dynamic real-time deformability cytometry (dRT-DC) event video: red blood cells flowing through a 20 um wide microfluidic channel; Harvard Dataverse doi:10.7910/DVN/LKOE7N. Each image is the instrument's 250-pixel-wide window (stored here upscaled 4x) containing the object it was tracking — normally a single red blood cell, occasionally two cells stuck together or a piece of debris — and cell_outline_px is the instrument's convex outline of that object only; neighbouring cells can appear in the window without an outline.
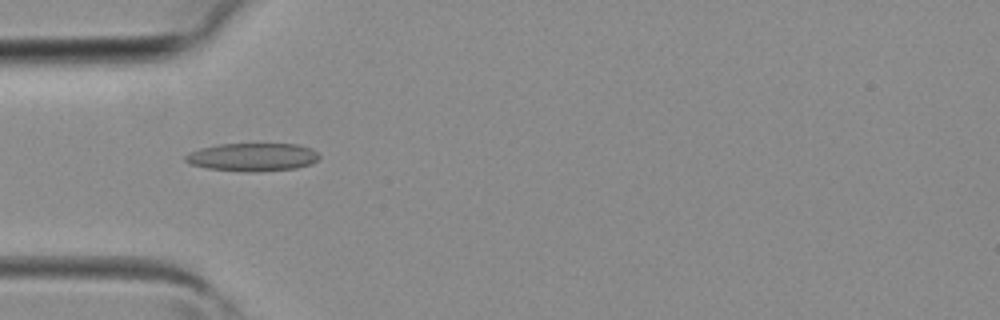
{"species": "common noctule bat (a hibernating species)", "species_latin": "Nyctalus noctula", "temperature_condition": "room temperature", "stored_images_in_passage": 4, "camera_frame_rate_fps": 3000, "um_per_image_px": 0.085, "animal": {"sex": "female", "body_mass_g": 19.3, "forearm_length_mm": 54.1}, "frame": {"image": 1, "passage_image": 3, "time_ms": 0.667, "image_size_px": [1000, 320], "cell_outline_px": [[320, 156], [312, 164], [296, 168], [252, 172], [248, 172], [208, 168], [188, 164], [184, 160], [184, 156], [188, 152], [200, 148], [220, 144], [296, 144], [312, 148]], "centroid_in_image_um": [21.44, 13.35], "position_along_channel_um": 63.6, "area_um2": 21.96}}
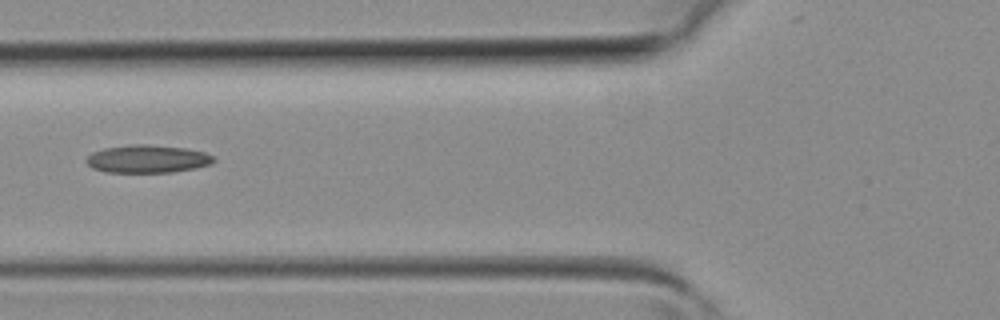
{"frame": {"image": 2, "passage_image": 4, "time_ms": 1.0, "image_size_px": [1000, 320], "cell_outline_px": [[216, 160], [212, 164], [196, 168], [172, 172], [104, 172], [92, 168], [84, 160], [92, 152], [104, 148], [136, 144], [148, 144], [184, 148], [204, 152], [212, 156]], "centroid_in_image_um": [12.53, 13.51], "position_along_channel_um": 113.3, "area_um2": 20.69}}